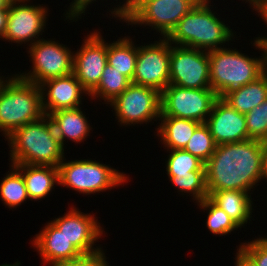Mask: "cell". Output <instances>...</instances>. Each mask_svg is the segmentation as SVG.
<instances>
[{
    "mask_svg": "<svg viewBox=\"0 0 267 266\" xmlns=\"http://www.w3.org/2000/svg\"><path fill=\"white\" fill-rule=\"evenodd\" d=\"M264 143L247 139L217 145L205 163L208 195L220 190L254 192L261 179Z\"/></svg>",
    "mask_w": 267,
    "mask_h": 266,
    "instance_id": "cell-1",
    "label": "cell"
},
{
    "mask_svg": "<svg viewBox=\"0 0 267 266\" xmlns=\"http://www.w3.org/2000/svg\"><path fill=\"white\" fill-rule=\"evenodd\" d=\"M212 0H200L176 25L166 39L174 45L210 52L235 42L236 31L212 10ZM224 20V21H223ZM227 42V43H226ZM226 44V45H225Z\"/></svg>",
    "mask_w": 267,
    "mask_h": 266,
    "instance_id": "cell-2",
    "label": "cell"
},
{
    "mask_svg": "<svg viewBox=\"0 0 267 266\" xmlns=\"http://www.w3.org/2000/svg\"><path fill=\"white\" fill-rule=\"evenodd\" d=\"M253 39L252 46L262 52L258 58L229 46L208 52L210 86L218 97L255 81L267 71V47L257 37Z\"/></svg>",
    "mask_w": 267,
    "mask_h": 266,
    "instance_id": "cell-3",
    "label": "cell"
},
{
    "mask_svg": "<svg viewBox=\"0 0 267 266\" xmlns=\"http://www.w3.org/2000/svg\"><path fill=\"white\" fill-rule=\"evenodd\" d=\"M4 140H7L10 149V164L58 167L65 158L66 148L62 146L47 115L19 127Z\"/></svg>",
    "mask_w": 267,
    "mask_h": 266,
    "instance_id": "cell-4",
    "label": "cell"
},
{
    "mask_svg": "<svg viewBox=\"0 0 267 266\" xmlns=\"http://www.w3.org/2000/svg\"><path fill=\"white\" fill-rule=\"evenodd\" d=\"M44 116L39 85L21 79L16 73L6 78L0 75V132L5 139L19 127Z\"/></svg>",
    "mask_w": 267,
    "mask_h": 266,
    "instance_id": "cell-5",
    "label": "cell"
},
{
    "mask_svg": "<svg viewBox=\"0 0 267 266\" xmlns=\"http://www.w3.org/2000/svg\"><path fill=\"white\" fill-rule=\"evenodd\" d=\"M58 170L61 187L70 188L86 196L111 191L120 185L124 187L126 182H130L129 175L91 158L67 161L65 157Z\"/></svg>",
    "mask_w": 267,
    "mask_h": 266,
    "instance_id": "cell-6",
    "label": "cell"
},
{
    "mask_svg": "<svg viewBox=\"0 0 267 266\" xmlns=\"http://www.w3.org/2000/svg\"><path fill=\"white\" fill-rule=\"evenodd\" d=\"M200 0H133L128 12L119 20L127 25L143 26L166 38L178 22Z\"/></svg>",
    "mask_w": 267,
    "mask_h": 266,
    "instance_id": "cell-7",
    "label": "cell"
},
{
    "mask_svg": "<svg viewBox=\"0 0 267 266\" xmlns=\"http://www.w3.org/2000/svg\"><path fill=\"white\" fill-rule=\"evenodd\" d=\"M26 48L27 54L30 55L29 62H32V70L18 72L16 75L21 79L39 85L44 81L73 73L74 51L62 42L60 44L59 40L42 37Z\"/></svg>",
    "mask_w": 267,
    "mask_h": 266,
    "instance_id": "cell-8",
    "label": "cell"
},
{
    "mask_svg": "<svg viewBox=\"0 0 267 266\" xmlns=\"http://www.w3.org/2000/svg\"><path fill=\"white\" fill-rule=\"evenodd\" d=\"M161 93L152 87L131 83L107 104L114 110L119 126H139L157 122L161 115ZM139 124V125H138Z\"/></svg>",
    "mask_w": 267,
    "mask_h": 266,
    "instance_id": "cell-9",
    "label": "cell"
},
{
    "mask_svg": "<svg viewBox=\"0 0 267 266\" xmlns=\"http://www.w3.org/2000/svg\"><path fill=\"white\" fill-rule=\"evenodd\" d=\"M218 98L211 88L193 89L169 84L161 92V115L205 123Z\"/></svg>",
    "mask_w": 267,
    "mask_h": 266,
    "instance_id": "cell-10",
    "label": "cell"
},
{
    "mask_svg": "<svg viewBox=\"0 0 267 266\" xmlns=\"http://www.w3.org/2000/svg\"><path fill=\"white\" fill-rule=\"evenodd\" d=\"M48 10L46 4L33 5L32 1L8 4L7 25L2 40L16 43L17 47L33 45L42 39L40 35L47 30Z\"/></svg>",
    "mask_w": 267,
    "mask_h": 266,
    "instance_id": "cell-11",
    "label": "cell"
},
{
    "mask_svg": "<svg viewBox=\"0 0 267 266\" xmlns=\"http://www.w3.org/2000/svg\"><path fill=\"white\" fill-rule=\"evenodd\" d=\"M169 69V84L193 89L211 88L206 51L170 43Z\"/></svg>",
    "mask_w": 267,
    "mask_h": 266,
    "instance_id": "cell-12",
    "label": "cell"
},
{
    "mask_svg": "<svg viewBox=\"0 0 267 266\" xmlns=\"http://www.w3.org/2000/svg\"><path fill=\"white\" fill-rule=\"evenodd\" d=\"M139 45L131 83L149 86L161 93L169 85L170 42L159 36L153 43Z\"/></svg>",
    "mask_w": 267,
    "mask_h": 266,
    "instance_id": "cell-13",
    "label": "cell"
},
{
    "mask_svg": "<svg viewBox=\"0 0 267 266\" xmlns=\"http://www.w3.org/2000/svg\"><path fill=\"white\" fill-rule=\"evenodd\" d=\"M79 210L71 205L66 214L53 218L51 222L63 232L82 255L92 254L103 249L95 243L106 232L96 215Z\"/></svg>",
    "mask_w": 267,
    "mask_h": 266,
    "instance_id": "cell-14",
    "label": "cell"
},
{
    "mask_svg": "<svg viewBox=\"0 0 267 266\" xmlns=\"http://www.w3.org/2000/svg\"><path fill=\"white\" fill-rule=\"evenodd\" d=\"M101 34L99 30L93 29L83 39L80 49L77 48L73 53V74L89 93L100 82L107 64L108 42Z\"/></svg>",
    "mask_w": 267,
    "mask_h": 266,
    "instance_id": "cell-15",
    "label": "cell"
},
{
    "mask_svg": "<svg viewBox=\"0 0 267 266\" xmlns=\"http://www.w3.org/2000/svg\"><path fill=\"white\" fill-rule=\"evenodd\" d=\"M216 145L248 139L245 114L239 113L218 97L205 121Z\"/></svg>",
    "mask_w": 267,
    "mask_h": 266,
    "instance_id": "cell-16",
    "label": "cell"
},
{
    "mask_svg": "<svg viewBox=\"0 0 267 266\" xmlns=\"http://www.w3.org/2000/svg\"><path fill=\"white\" fill-rule=\"evenodd\" d=\"M39 86L43 109L47 116L57 110L81 107L85 96H89V92L73 73L44 81Z\"/></svg>",
    "mask_w": 267,
    "mask_h": 266,
    "instance_id": "cell-17",
    "label": "cell"
},
{
    "mask_svg": "<svg viewBox=\"0 0 267 266\" xmlns=\"http://www.w3.org/2000/svg\"><path fill=\"white\" fill-rule=\"evenodd\" d=\"M41 229L30 241L34 249L36 248L35 251L41 257L44 266L45 264L46 266L47 264L49 266H58L82 256L51 220Z\"/></svg>",
    "mask_w": 267,
    "mask_h": 266,
    "instance_id": "cell-18",
    "label": "cell"
},
{
    "mask_svg": "<svg viewBox=\"0 0 267 266\" xmlns=\"http://www.w3.org/2000/svg\"><path fill=\"white\" fill-rule=\"evenodd\" d=\"M83 108L61 109L48 115L55 133L58 136L62 146L65 148L66 140L80 144L86 141L93 129L90 125L89 117H86Z\"/></svg>",
    "mask_w": 267,
    "mask_h": 266,
    "instance_id": "cell-19",
    "label": "cell"
},
{
    "mask_svg": "<svg viewBox=\"0 0 267 266\" xmlns=\"http://www.w3.org/2000/svg\"><path fill=\"white\" fill-rule=\"evenodd\" d=\"M12 165L22 174L31 201H42L54 191L55 185L59 186L58 167L28 164Z\"/></svg>",
    "mask_w": 267,
    "mask_h": 266,
    "instance_id": "cell-20",
    "label": "cell"
},
{
    "mask_svg": "<svg viewBox=\"0 0 267 266\" xmlns=\"http://www.w3.org/2000/svg\"><path fill=\"white\" fill-rule=\"evenodd\" d=\"M251 194L246 191L220 190L213 192L209 198L222 210H224L239 230L251 222L254 211Z\"/></svg>",
    "mask_w": 267,
    "mask_h": 266,
    "instance_id": "cell-21",
    "label": "cell"
},
{
    "mask_svg": "<svg viewBox=\"0 0 267 266\" xmlns=\"http://www.w3.org/2000/svg\"><path fill=\"white\" fill-rule=\"evenodd\" d=\"M155 128L166 150L184 149L195 129L201 124L198 121L173 116H160Z\"/></svg>",
    "mask_w": 267,
    "mask_h": 266,
    "instance_id": "cell-22",
    "label": "cell"
},
{
    "mask_svg": "<svg viewBox=\"0 0 267 266\" xmlns=\"http://www.w3.org/2000/svg\"><path fill=\"white\" fill-rule=\"evenodd\" d=\"M221 98L239 113H248L267 99V71L255 81L227 91Z\"/></svg>",
    "mask_w": 267,
    "mask_h": 266,
    "instance_id": "cell-23",
    "label": "cell"
},
{
    "mask_svg": "<svg viewBox=\"0 0 267 266\" xmlns=\"http://www.w3.org/2000/svg\"><path fill=\"white\" fill-rule=\"evenodd\" d=\"M138 44L130 36L119 37L107 45V64L116 68L131 81L135 72Z\"/></svg>",
    "mask_w": 267,
    "mask_h": 266,
    "instance_id": "cell-24",
    "label": "cell"
},
{
    "mask_svg": "<svg viewBox=\"0 0 267 266\" xmlns=\"http://www.w3.org/2000/svg\"><path fill=\"white\" fill-rule=\"evenodd\" d=\"M131 84V80L116 68L106 64L98 85L89 93L90 99L104 100L106 106Z\"/></svg>",
    "mask_w": 267,
    "mask_h": 266,
    "instance_id": "cell-25",
    "label": "cell"
},
{
    "mask_svg": "<svg viewBox=\"0 0 267 266\" xmlns=\"http://www.w3.org/2000/svg\"><path fill=\"white\" fill-rule=\"evenodd\" d=\"M10 171L5 173L0 182V199L7 208L15 209L30 201L22 174L9 164Z\"/></svg>",
    "mask_w": 267,
    "mask_h": 266,
    "instance_id": "cell-26",
    "label": "cell"
},
{
    "mask_svg": "<svg viewBox=\"0 0 267 266\" xmlns=\"http://www.w3.org/2000/svg\"><path fill=\"white\" fill-rule=\"evenodd\" d=\"M172 186H175L177 193L191 196L193 202H201L209 197L206 186L205 171H190L188 174L168 176ZM189 194V195H188Z\"/></svg>",
    "mask_w": 267,
    "mask_h": 266,
    "instance_id": "cell-27",
    "label": "cell"
},
{
    "mask_svg": "<svg viewBox=\"0 0 267 266\" xmlns=\"http://www.w3.org/2000/svg\"><path fill=\"white\" fill-rule=\"evenodd\" d=\"M198 207L207 213L206 227L214 235L219 237L231 234L238 230V226L229 217V215L218 207L209 197L198 202ZM206 210V211H205Z\"/></svg>",
    "mask_w": 267,
    "mask_h": 266,
    "instance_id": "cell-28",
    "label": "cell"
},
{
    "mask_svg": "<svg viewBox=\"0 0 267 266\" xmlns=\"http://www.w3.org/2000/svg\"><path fill=\"white\" fill-rule=\"evenodd\" d=\"M169 151V152H168ZM167 176L188 174L190 171H205V164L184 149L166 150Z\"/></svg>",
    "mask_w": 267,
    "mask_h": 266,
    "instance_id": "cell-29",
    "label": "cell"
},
{
    "mask_svg": "<svg viewBox=\"0 0 267 266\" xmlns=\"http://www.w3.org/2000/svg\"><path fill=\"white\" fill-rule=\"evenodd\" d=\"M216 146L208 126L205 123H201L188 140L184 150L205 164L214 153Z\"/></svg>",
    "mask_w": 267,
    "mask_h": 266,
    "instance_id": "cell-30",
    "label": "cell"
},
{
    "mask_svg": "<svg viewBox=\"0 0 267 266\" xmlns=\"http://www.w3.org/2000/svg\"><path fill=\"white\" fill-rule=\"evenodd\" d=\"M100 1V0H99ZM102 1V0H101ZM117 1V0H116ZM95 2H98L96 0H72L70 5L67 8L68 10H65L66 13L64 12V21H70V22H78V20L82 19V15L87 14L86 12L88 11L87 8H89V5L94 4ZM133 0H123V2H119L117 5H114L112 9L108 10L109 16L116 18V20H120L130 9L132 5ZM123 3V4H122ZM122 4V6H121ZM114 8V9H113Z\"/></svg>",
    "mask_w": 267,
    "mask_h": 266,
    "instance_id": "cell-31",
    "label": "cell"
},
{
    "mask_svg": "<svg viewBox=\"0 0 267 266\" xmlns=\"http://www.w3.org/2000/svg\"><path fill=\"white\" fill-rule=\"evenodd\" d=\"M248 139L267 143V99L245 114Z\"/></svg>",
    "mask_w": 267,
    "mask_h": 266,
    "instance_id": "cell-32",
    "label": "cell"
},
{
    "mask_svg": "<svg viewBox=\"0 0 267 266\" xmlns=\"http://www.w3.org/2000/svg\"><path fill=\"white\" fill-rule=\"evenodd\" d=\"M237 252L252 266H267V241L260 235L240 243Z\"/></svg>",
    "mask_w": 267,
    "mask_h": 266,
    "instance_id": "cell-33",
    "label": "cell"
},
{
    "mask_svg": "<svg viewBox=\"0 0 267 266\" xmlns=\"http://www.w3.org/2000/svg\"><path fill=\"white\" fill-rule=\"evenodd\" d=\"M106 252L101 249L95 253L82 255L70 262L60 264L58 266H111L107 262Z\"/></svg>",
    "mask_w": 267,
    "mask_h": 266,
    "instance_id": "cell-34",
    "label": "cell"
},
{
    "mask_svg": "<svg viewBox=\"0 0 267 266\" xmlns=\"http://www.w3.org/2000/svg\"><path fill=\"white\" fill-rule=\"evenodd\" d=\"M247 3L249 4V8L253 9V12L255 10L258 17L260 16L262 18V22L264 21V24H267V0H247ZM258 36L257 38L267 47V35L262 36L261 34V36Z\"/></svg>",
    "mask_w": 267,
    "mask_h": 266,
    "instance_id": "cell-35",
    "label": "cell"
},
{
    "mask_svg": "<svg viewBox=\"0 0 267 266\" xmlns=\"http://www.w3.org/2000/svg\"><path fill=\"white\" fill-rule=\"evenodd\" d=\"M262 180H266L265 183L267 182V143H264V149H263V155H262V165H261V179L260 182H262Z\"/></svg>",
    "mask_w": 267,
    "mask_h": 266,
    "instance_id": "cell-36",
    "label": "cell"
},
{
    "mask_svg": "<svg viewBox=\"0 0 267 266\" xmlns=\"http://www.w3.org/2000/svg\"><path fill=\"white\" fill-rule=\"evenodd\" d=\"M8 17V9H0V40L3 38V35L6 30Z\"/></svg>",
    "mask_w": 267,
    "mask_h": 266,
    "instance_id": "cell-37",
    "label": "cell"
},
{
    "mask_svg": "<svg viewBox=\"0 0 267 266\" xmlns=\"http://www.w3.org/2000/svg\"><path fill=\"white\" fill-rule=\"evenodd\" d=\"M235 266H252L237 251L235 253Z\"/></svg>",
    "mask_w": 267,
    "mask_h": 266,
    "instance_id": "cell-38",
    "label": "cell"
},
{
    "mask_svg": "<svg viewBox=\"0 0 267 266\" xmlns=\"http://www.w3.org/2000/svg\"><path fill=\"white\" fill-rule=\"evenodd\" d=\"M8 4H13V3H24L28 2L30 0H5Z\"/></svg>",
    "mask_w": 267,
    "mask_h": 266,
    "instance_id": "cell-39",
    "label": "cell"
},
{
    "mask_svg": "<svg viewBox=\"0 0 267 266\" xmlns=\"http://www.w3.org/2000/svg\"><path fill=\"white\" fill-rule=\"evenodd\" d=\"M0 9H8V3L5 0H0Z\"/></svg>",
    "mask_w": 267,
    "mask_h": 266,
    "instance_id": "cell-40",
    "label": "cell"
},
{
    "mask_svg": "<svg viewBox=\"0 0 267 266\" xmlns=\"http://www.w3.org/2000/svg\"><path fill=\"white\" fill-rule=\"evenodd\" d=\"M266 199H267V197H266ZM267 201V200H266ZM266 205H267V202H266ZM261 238H263L265 241H267V236H263V237H261Z\"/></svg>",
    "mask_w": 267,
    "mask_h": 266,
    "instance_id": "cell-41",
    "label": "cell"
}]
</instances>
